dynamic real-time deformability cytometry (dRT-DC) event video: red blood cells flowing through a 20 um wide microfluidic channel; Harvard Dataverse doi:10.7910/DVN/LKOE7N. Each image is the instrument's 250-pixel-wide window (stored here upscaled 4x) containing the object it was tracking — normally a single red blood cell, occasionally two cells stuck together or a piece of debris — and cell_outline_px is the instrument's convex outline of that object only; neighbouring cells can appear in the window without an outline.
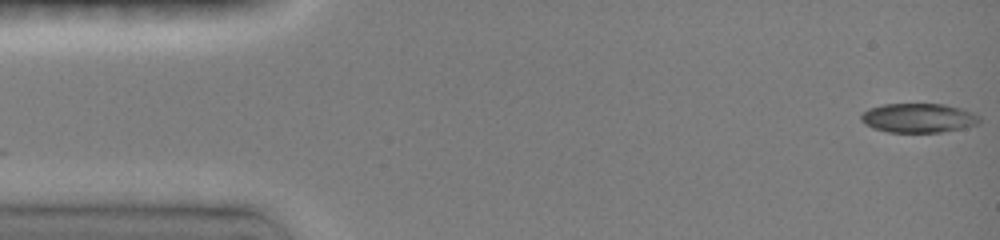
{"species": "common noctule bat (a hibernating species)", "species_latin": "Nyctalus noctula", "temperature_condition": "room temperature", "stored_images_in_passage": 64, "camera_frame_rate_fps": 3000, "um_per_image_px": 0.085, "animal": {"sex": "female", "body_mass_g": 19.0, "forearm_length_mm": 51.5}, "frame": {"image": 1, "passage_image": 1, "time_ms": 0.0, "image_size_px": [1000, 240], "cell_outline_px": [[980, 120], [976, 124], [960, 128], [940, 132], [888, 132], [876, 128], [860, 120], [860, 116], [868, 108], [884, 104], [944, 104], [964, 108], [980, 116]], "centroid_in_image_um": [78.08, 10.01], "position_along_channel_um": 6.9, "area_um2": 20.0}}
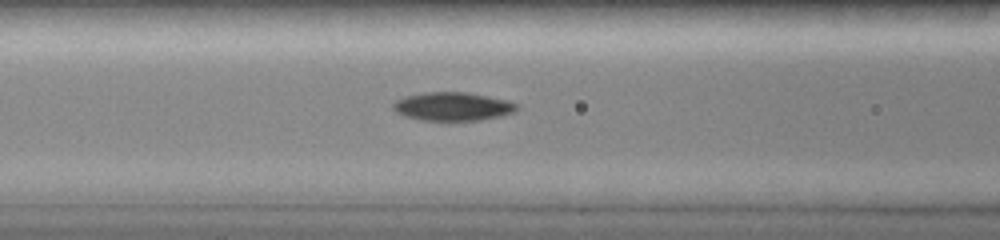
{"frame": {"image": 2, "passage_image": 24, "time_ms": 6.0, "image_size_px": [1000, 240], "cell_outline_px": [[520, 108], [516, 112], [500, 116], [480, 120], [420, 120], [404, 116], [396, 112], [392, 108], [392, 104], [396, 100], [404, 96], [424, 92], [464, 92], [508, 100], [516, 104]], "centroid_in_image_um": [38.46, 9.05], "position_along_channel_um": 128.1, "area_um2": 20.58}}
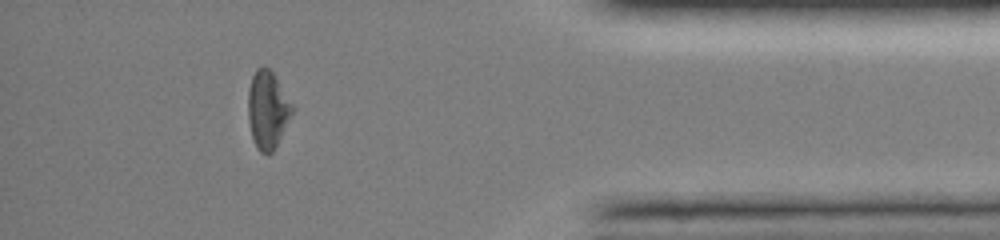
{"frame": {"image": 3, "passage_image": 58, "time_ms": 13.667, "image_size_px": [1000, 240], "cell_outline_px": [[292, 112], [272, 152], [268, 156], [260, 152], [256, 148], [252, 136], [248, 120], [248, 88], [252, 76], [256, 68], [264, 64], [272, 72], [292, 104]], "centroid_in_image_um": [22.69, 9.31], "position_along_channel_um": 412.5, "area_um2": 19.65}, "authors_computed_cell_mechanics": {"area_um2": 20.0855, "velocity_mm_per_s": 4.0336, "shape_relaxation_time_tau1_ms": 6.0793, "shape_relaxation_time_tau2_ms": null, "deformation_change_tau1": 0.1971, "deformation_change_tau2": null}}